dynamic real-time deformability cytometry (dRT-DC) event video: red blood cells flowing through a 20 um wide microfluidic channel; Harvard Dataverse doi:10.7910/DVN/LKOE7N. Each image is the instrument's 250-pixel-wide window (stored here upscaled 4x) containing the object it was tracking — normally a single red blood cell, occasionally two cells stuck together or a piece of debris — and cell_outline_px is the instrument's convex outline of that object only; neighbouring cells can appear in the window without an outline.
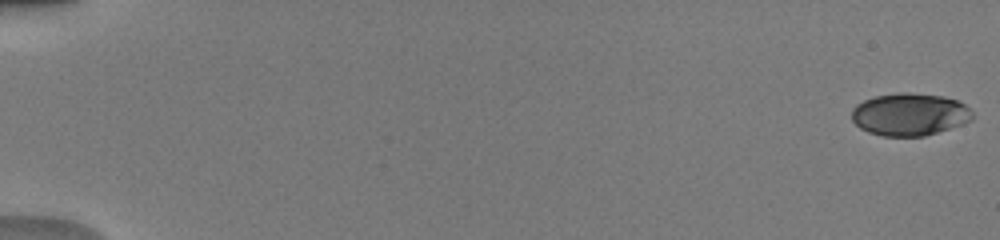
{"species": "human", "species_latin": "Homo sapiens", "temperature_condition": "warm", "stored_images_in_passage": 51, "camera_frame_rate_fps": 3000, "um_per_image_px": 0.085, "donor": {"sex": "male"}, "frame": {"image": 1, "passage_image": 1, "time_ms": 0.0, "image_size_px": [1000, 240], "cell_outline_px": [[972, 120], [924, 136], [884, 136], [868, 132], [860, 128], [852, 120], [852, 108], [856, 104], [864, 100], [876, 96], [900, 92], [908, 92], [944, 96], [956, 100], [964, 104], [972, 112]], "centroid_in_image_um": [77.29, 9.71], "position_along_channel_um": 7.7, "area_um2": 29.71}}
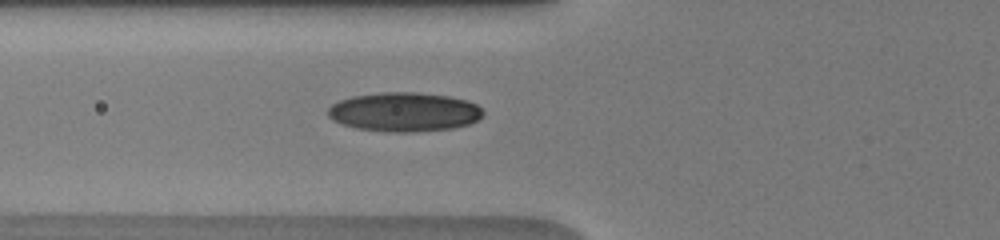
{"frame": {"image": 2, "passage_image": 21, "time_ms": 6.667, "image_size_px": [1000, 240], "cell_outline_px": [[484, 116], [468, 124], [452, 128], [412, 132], [388, 132], [356, 128], [332, 120], [328, 116], [328, 108], [332, 104], [340, 100], [352, 96], [380, 92], [420, 92], [448, 96], [468, 100], [476, 104], [484, 112]], "centroid_in_image_um": [34.36, 9.51], "position_along_channel_um": 91.4, "area_um2": 35.49}}
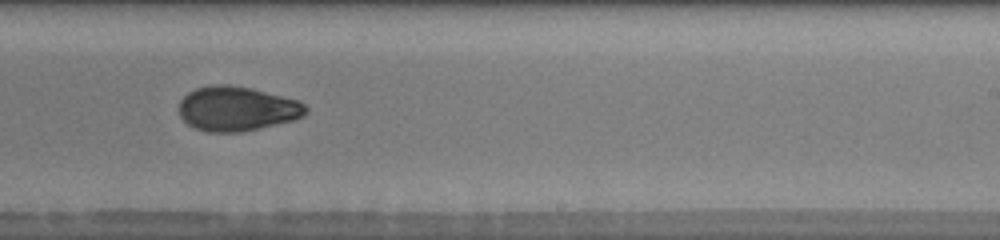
{"frame": {"image": 3, "passage_image": 34, "time_ms": 11.0, "image_size_px": [1000, 240], "cell_outline_px": [[308, 112], [304, 116], [292, 120], [240, 132], [208, 132], [196, 128], [188, 124], [180, 116], [180, 100], [188, 92], [196, 88], [212, 84], [228, 84], [252, 88], [300, 100], [308, 108]], "centroid_in_image_um": [20.15, 9.22], "position_along_channel_um": 268.8, "area_um2": 32.95}, "authors_computed_cell_mechanics": {"area_um2": 31.6744, "velocity_mm_per_s": 4.086, "shape_relaxation_time_tau1_ms": 6.3635, "shape_relaxation_time_tau2_ms": 2.0681, "deformation_change_tau1": 0.1698, "deformation_change_tau2": 0.064}}